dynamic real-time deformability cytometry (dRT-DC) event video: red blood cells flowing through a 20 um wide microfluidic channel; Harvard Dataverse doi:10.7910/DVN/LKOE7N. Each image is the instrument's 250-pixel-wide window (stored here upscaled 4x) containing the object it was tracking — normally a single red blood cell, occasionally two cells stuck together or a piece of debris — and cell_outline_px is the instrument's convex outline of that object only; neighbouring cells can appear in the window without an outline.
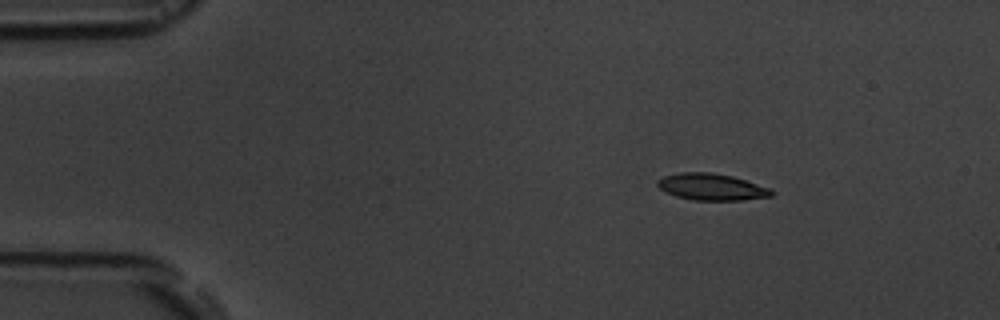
{"species": "common noctule bat (a hibernating species)", "species_latin": "Nyctalus noctula", "temperature_condition": "room temperature", "stored_images_in_passage": 4, "camera_frame_rate_fps": 3000, "um_per_image_px": 0.085, "animal": {"sex": "male", "body_mass_g": 19.5, "forearm_length_mm": 54.6}, "frame": {"image": 1, "passage_image": 2, "time_ms": 1.0, "image_size_px": [1000, 320], "cell_outline_px": [[772, 196], [744, 200], [692, 200], [676, 196], [664, 192], [656, 184], [656, 180], [664, 176], [680, 172], [712, 172], [732, 176], [772, 188]], "centroid_in_image_um": [60.47, 15.88], "position_along_channel_um": 24.5, "area_um2": 17.86}}